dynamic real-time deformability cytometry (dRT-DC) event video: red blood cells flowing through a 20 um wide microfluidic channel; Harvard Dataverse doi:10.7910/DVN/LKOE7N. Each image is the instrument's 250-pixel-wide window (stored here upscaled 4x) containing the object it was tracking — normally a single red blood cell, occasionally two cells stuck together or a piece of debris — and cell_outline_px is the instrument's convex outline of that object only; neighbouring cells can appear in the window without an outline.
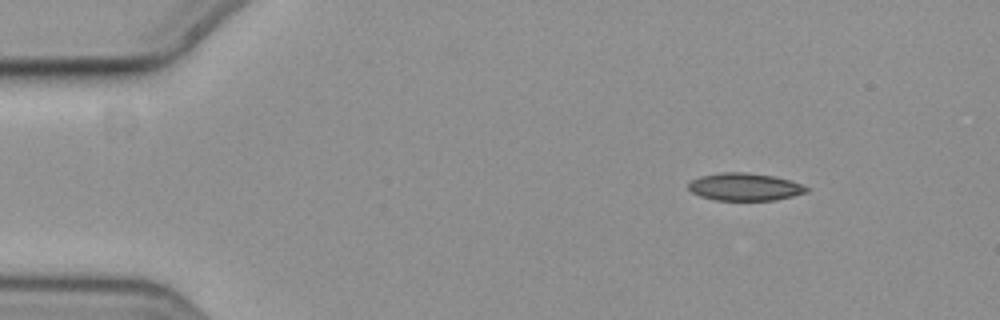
{"species": "common noctule bat (a hibernating species)", "species_latin": "Nyctalus noctula", "temperature_condition": "cold", "stored_images_in_passage": 51, "camera_frame_rate_fps": 3000, "um_per_image_px": 0.085, "animal": {"sex": "female", "body_mass_g": 19.3, "forearm_length_mm": 54.1}, "frame": {"image": 1, "passage_image": 1, "time_ms": 0.0, "image_size_px": [1000, 320], "cell_outline_px": [[808, 192], [792, 196], [772, 200], [716, 200], [700, 196], [692, 192], [688, 188], [688, 184], [692, 180], [700, 176], [720, 172], [744, 172], [776, 176], [800, 184], [808, 188]], "centroid_in_image_um": [63.28, 15.88], "position_along_channel_um": 21.7, "area_um2": 18.84}}
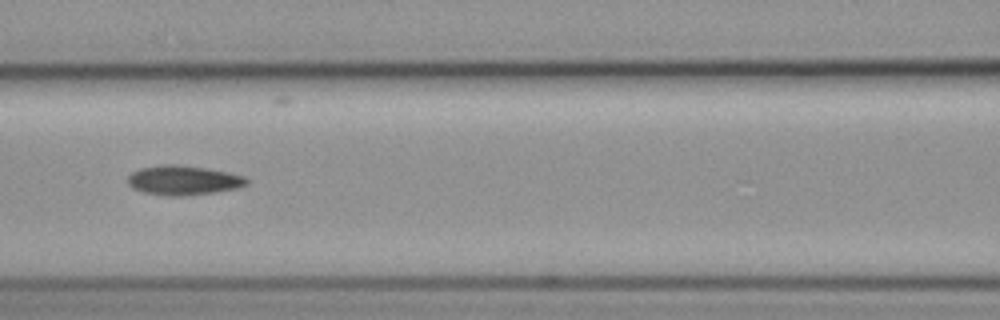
{"frame": {"image": 2, "passage_image": 19, "time_ms": 6.0, "image_size_px": [1000, 320], "cell_outline_px": [[248, 184], [236, 188], [212, 192], [184, 196], [168, 196], [144, 192], [132, 188], [128, 184], [128, 176], [132, 172], [140, 168], [164, 164], [176, 164], [208, 168], [228, 172], [244, 176], [248, 180]], "centroid_in_image_um": [15.57, 15.31], "position_along_channel_um": 151.0, "area_um2": 20.4}}
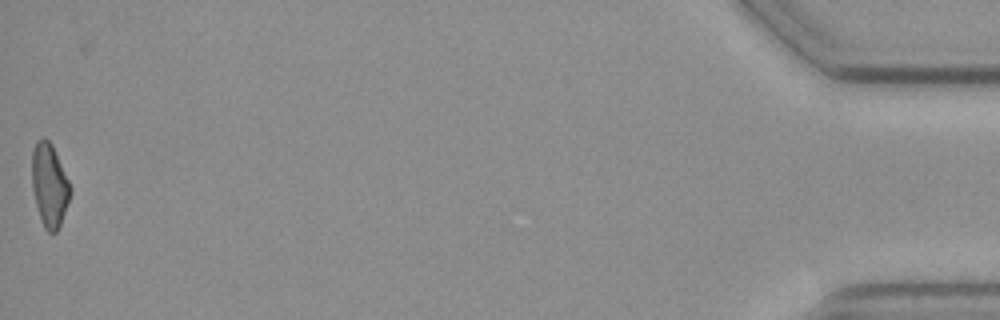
{"frame": {"image": 3, "passage_image": 51, "time_ms": 16.667, "image_size_px": [1000, 320], "cell_outline_px": [[72, 192], [60, 224], [56, 232], [48, 232], [44, 228], [36, 204], [32, 188], [32, 148], [36, 140], [44, 136], [52, 144], [72, 188]], "centroid_in_image_um": [4.2, 15.69], "position_along_channel_um": 431.0, "area_um2": 18.61}}